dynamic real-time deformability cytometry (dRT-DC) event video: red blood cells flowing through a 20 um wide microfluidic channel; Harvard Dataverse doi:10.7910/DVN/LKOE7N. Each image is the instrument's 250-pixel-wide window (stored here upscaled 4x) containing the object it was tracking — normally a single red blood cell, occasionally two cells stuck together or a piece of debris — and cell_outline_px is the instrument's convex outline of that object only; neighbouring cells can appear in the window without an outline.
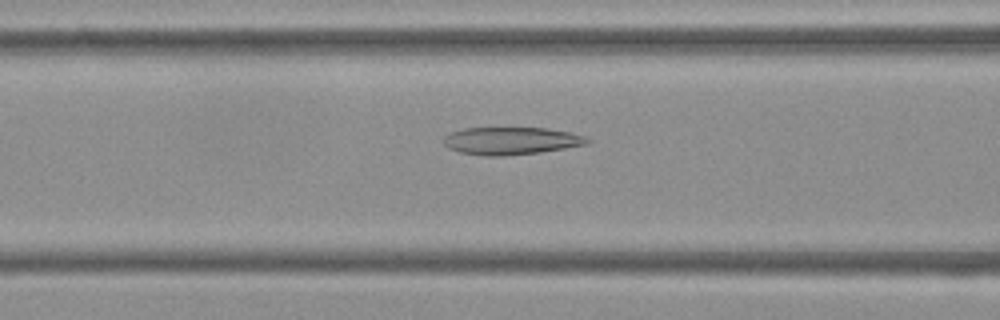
{"species": "Egyptian fruit bat (a non-hibernating species)", "species_latin": "Rousettus aegyptiacus", "temperature_condition": "cold", "stored_images_in_passage": 45, "camera_frame_rate_fps": 3000, "um_per_image_px": 0.085, "frame": {"image": 1, "passage_image": 13, "time_ms": 4.0, "image_size_px": [1000, 320], "cell_outline_px": [[592, 140], [588, 144], [540, 152], [504, 156], [484, 156], [460, 152], [448, 148], [444, 144], [444, 136], [448, 132], [464, 128], [544, 128], [572, 132], [584, 136]], "centroid_in_image_um": [43.43, 11.97], "position_along_channel_um": 123.2, "area_um2": 23.18}}
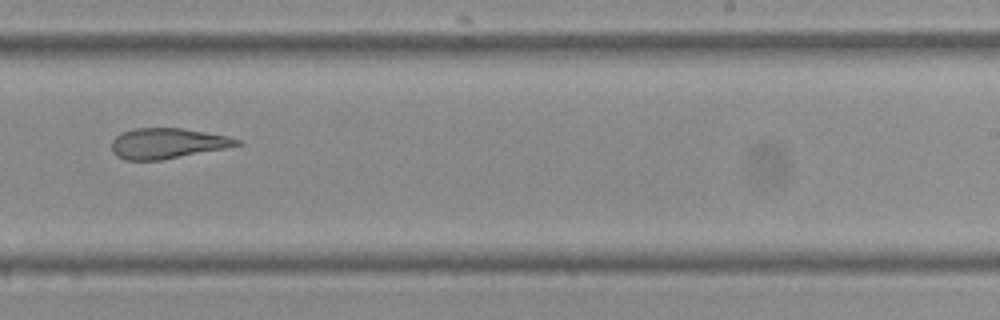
{"frame": {"image": 2, "passage_image": 25, "time_ms": 8.0, "image_size_px": [1000, 320], "cell_outline_px": [[244, 144], [224, 148], [160, 160], [124, 160], [116, 156], [112, 152], [112, 140], [116, 136], [132, 128], [180, 128], [228, 136], [240, 140]], "centroid_in_image_um": [14.2, 12.18], "position_along_channel_um": 274.8, "area_um2": 22.02}}
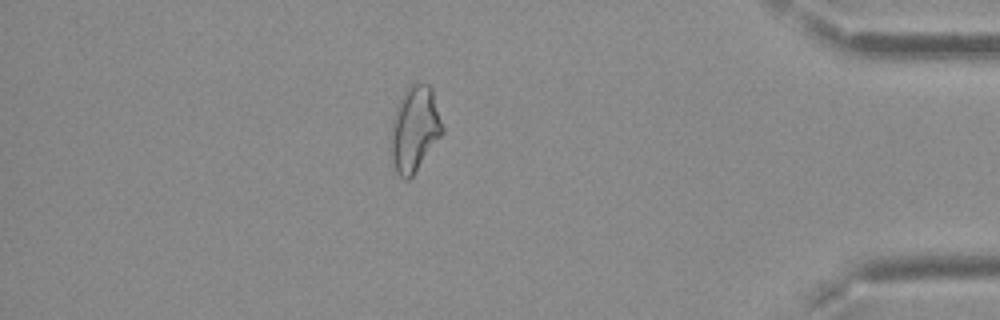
{"frame": {"image": 3, "passage_image": 38, "time_ms": 12.333, "image_size_px": [1000, 320], "cell_outline_px": [[444, 132], [412, 176], [408, 180], [404, 180], [396, 172], [388, 148], [392, 120], [396, 108], [404, 92], [412, 84], [428, 84], [432, 88], [444, 128]], "centroid_in_image_um": [35.22, 11.0], "position_along_channel_um": 400.0, "area_um2": 25.78}, "authors_computed_cell_mechanics": {"area_um2": 24.1026, "velocity_mm_per_s": 3.7847, "shape_relaxation_time_tau1_ms": null, "shape_relaxation_time_tau2_ms": 3.0821, "deformation_change_tau1": null, "deformation_change_tau2": 0.1368}}